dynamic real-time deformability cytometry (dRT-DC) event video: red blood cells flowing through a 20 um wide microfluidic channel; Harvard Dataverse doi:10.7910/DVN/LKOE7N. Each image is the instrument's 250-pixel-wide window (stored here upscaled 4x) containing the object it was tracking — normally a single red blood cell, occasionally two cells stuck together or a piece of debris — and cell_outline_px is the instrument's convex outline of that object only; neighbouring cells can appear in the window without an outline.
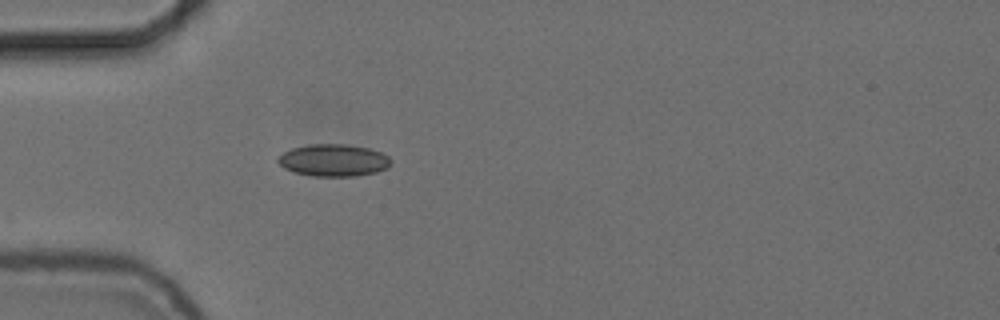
{"species": "common noctule bat (a hibernating species)", "species_latin": "Nyctalus noctula", "temperature_condition": "cold", "stored_images_in_passage": 34, "camera_frame_rate_fps": 3000, "um_per_image_px": 0.085, "animal": {"sex": "female", "body_mass_g": 24.6, "forearm_length_mm": 56.2}, "frame": {"image": 1, "passage_image": 1, "time_ms": 0.0, "image_size_px": [1000, 320], "cell_outline_px": [[392, 164], [388, 168], [376, 172], [356, 176], [312, 176], [296, 172], [284, 168], [276, 160], [284, 152], [292, 148], [308, 144], [348, 144], [368, 148], [380, 152], [388, 156], [392, 160]], "centroid_in_image_um": [28.38, 13.62], "position_along_channel_um": 56.6, "area_um2": 21.21}}
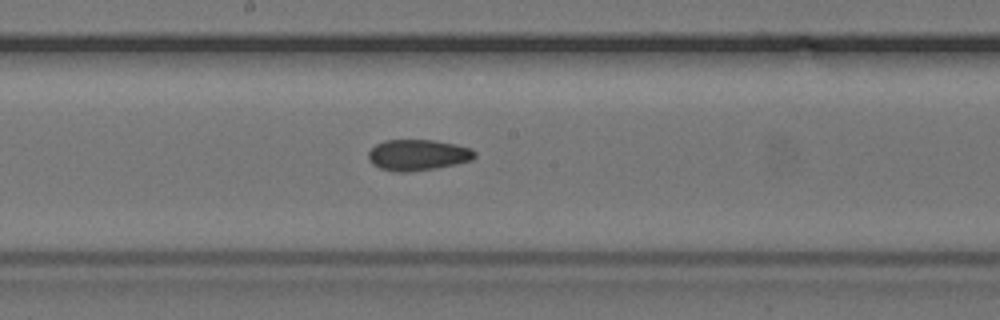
{"frame": {"image": 2, "passage_image": 14, "time_ms": 4.333, "image_size_px": [1000, 320], "cell_outline_px": [[476, 156], [472, 160], [456, 164], [436, 168], [408, 172], [392, 172], [380, 168], [372, 164], [368, 160], [368, 152], [376, 144], [384, 140], [432, 140], [456, 144], [472, 148], [476, 152]], "centroid_in_image_um": [35.51, 13.18], "position_along_channel_um": 212.7, "area_um2": 19.42}}
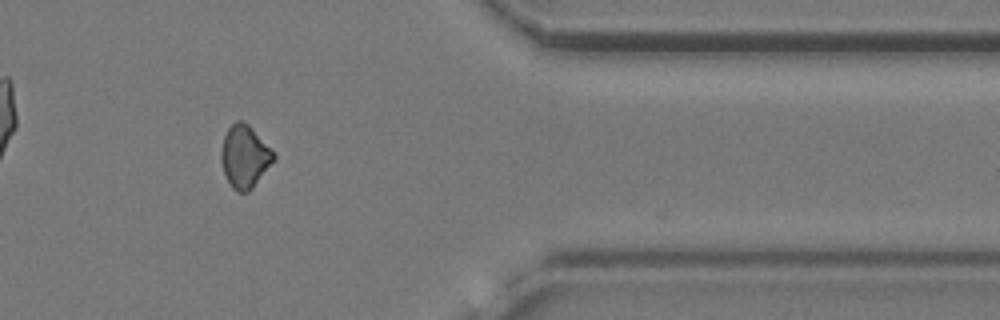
{"frame": {"image": 3, "passage_image": 30, "time_ms": 9.667, "image_size_px": [1000, 320], "cell_outline_px": [[276, 160], [252, 188], [248, 192], [236, 192], [232, 188], [224, 172], [220, 160], [220, 152], [224, 136], [228, 128], [236, 120], [240, 120], [248, 124], [252, 128], [276, 156]], "centroid_in_image_um": [20.79, 13.32], "position_along_channel_um": 390.6, "area_um2": 19.07}, "authors_computed_cell_mechanics": {"area_um2": 19.2474, "velocity_mm_per_s": 3.7331, "shape_relaxation_time_tau1_ms": null, "shape_relaxation_time_tau2_ms": 3.0615, "deformation_change_tau1": null, "deformation_change_tau2": 0.0781}}